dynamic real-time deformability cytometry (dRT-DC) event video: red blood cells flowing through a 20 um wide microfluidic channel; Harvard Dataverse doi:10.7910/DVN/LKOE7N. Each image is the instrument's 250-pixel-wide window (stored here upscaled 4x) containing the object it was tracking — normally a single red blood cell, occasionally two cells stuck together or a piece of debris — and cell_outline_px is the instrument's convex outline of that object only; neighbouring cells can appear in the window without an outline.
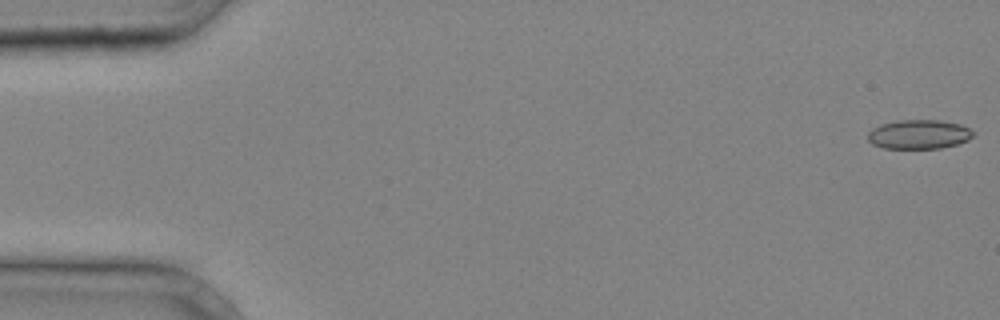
{"species": "common noctule bat (a hibernating species)", "species_latin": "Nyctalus noctula", "temperature_condition": "cold", "stored_images_in_passage": 37, "camera_frame_rate_fps": 3000, "um_per_image_px": 0.085, "animal": {"sex": "male", "body_mass_g": 20.4}, "frame": {"image": 1, "passage_image": 1, "time_ms": 0.0, "image_size_px": [1000, 320], "cell_outline_px": [[976, 132], [968, 140], [956, 144], [940, 148], [884, 148], [872, 144], [868, 140], [868, 132], [872, 128], [880, 124], [900, 120], [940, 120], [960, 124]], "centroid_in_image_um": [78.1, 11.41], "position_along_channel_um": 6.9, "area_um2": 17.92}}
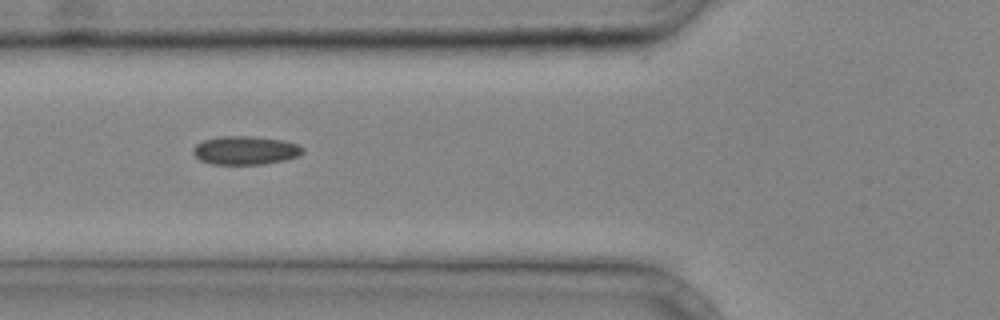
{"frame": {"image": 2, "passage_image": 15, "time_ms": 4.667, "image_size_px": [1000, 320], "cell_outline_px": [[304, 152], [296, 156], [284, 160], [264, 164], [212, 164], [200, 160], [192, 152], [192, 148], [196, 144], [204, 140], [224, 136], [252, 136], [284, 140], [300, 144], [304, 148]], "centroid_in_image_um": [20.87, 12.77], "position_along_channel_um": 104.9, "area_um2": 18.26}}
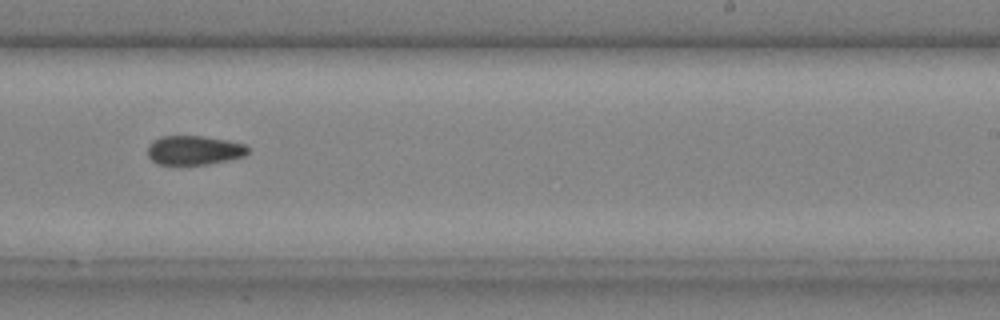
{"frame": {"image": 3, "passage_image": 25, "time_ms": 8.0, "image_size_px": [1000, 320], "cell_outline_px": [[252, 148], [244, 156], [228, 160], [208, 164], [156, 164], [148, 156], [148, 144], [152, 140], [160, 136], [200, 136], [224, 140], [244, 144]], "centroid_in_image_um": [16.48, 12.77], "position_along_channel_um": 272.5, "area_um2": 17.05}}